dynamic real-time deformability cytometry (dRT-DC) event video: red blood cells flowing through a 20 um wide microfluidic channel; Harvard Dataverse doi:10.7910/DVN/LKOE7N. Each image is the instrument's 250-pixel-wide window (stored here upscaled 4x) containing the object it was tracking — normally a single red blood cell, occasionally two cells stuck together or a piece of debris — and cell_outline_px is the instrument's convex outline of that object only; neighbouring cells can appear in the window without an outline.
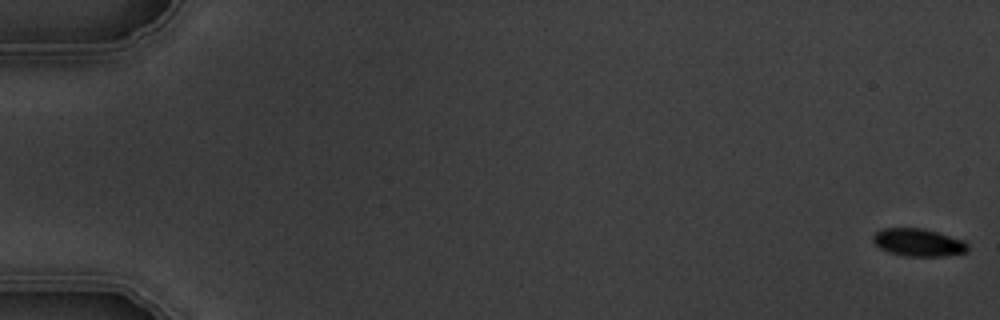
{"species": "common noctule bat (a hibernating species)", "species_latin": "Nyctalus noctula", "temperature_condition": "warm", "stored_images_in_passage": 6, "camera_frame_rate_fps": 3000, "um_per_image_px": 0.085, "animal": {"sex": "male", "body_mass_g": 19.5, "forearm_length_mm": 54.6}, "frame": {"image": 1, "passage_image": 1, "time_ms": 0.0, "image_size_px": [1000, 320], "cell_outline_px": [[968, 252], [944, 256], [904, 256], [888, 252], [880, 248], [872, 240], [872, 236], [876, 232], [884, 228], [924, 228], [964, 240], [968, 244]], "centroid_in_image_um": [78.07, 20.61], "position_along_channel_um": 6.9, "area_um2": 15.37}}
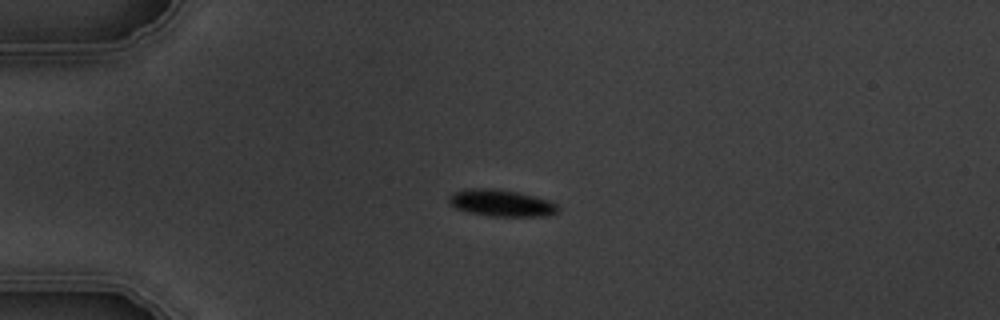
{"frame": {"image": 2, "passage_image": 5, "time_ms": 4.667, "image_size_px": [1000, 320], "cell_outline_px": [[560, 208], [556, 212], [544, 216], [492, 216], [468, 212], [456, 208], [448, 204], [448, 196], [452, 192], [464, 188], [500, 188], [548, 200], [556, 204]], "centroid_in_image_um": [42.53, 17.24], "position_along_channel_um": 42.5, "area_um2": 17.11}}